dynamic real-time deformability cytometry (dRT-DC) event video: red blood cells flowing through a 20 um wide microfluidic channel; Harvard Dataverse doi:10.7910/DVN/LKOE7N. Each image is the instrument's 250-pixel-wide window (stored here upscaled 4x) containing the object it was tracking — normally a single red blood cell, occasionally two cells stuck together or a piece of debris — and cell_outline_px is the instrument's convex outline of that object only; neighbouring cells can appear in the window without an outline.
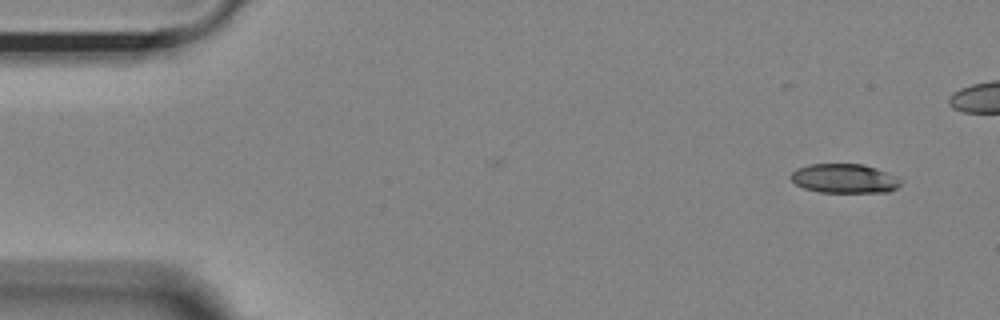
{"species": "Egyptian fruit bat (a non-hibernating species)", "species_latin": "Rousettus aegyptiacus", "temperature_condition": "room temperature", "stored_images_in_passage": 45, "camera_frame_rate_fps": 3000, "um_per_image_px": 0.085, "animal": {"sex": "female"}, "frame": {"image": 1, "passage_image": 1, "time_ms": 0.0, "image_size_px": [1000, 320], "cell_outline_px": [[900, 184], [896, 188], [888, 192], [820, 192], [804, 188], [796, 184], [788, 176], [796, 168], [808, 164], [864, 164], [888, 172], [896, 176], [900, 180]], "centroid_in_image_um": [71.75, 15.16], "position_along_channel_um": 13.3, "area_um2": 18.79}}
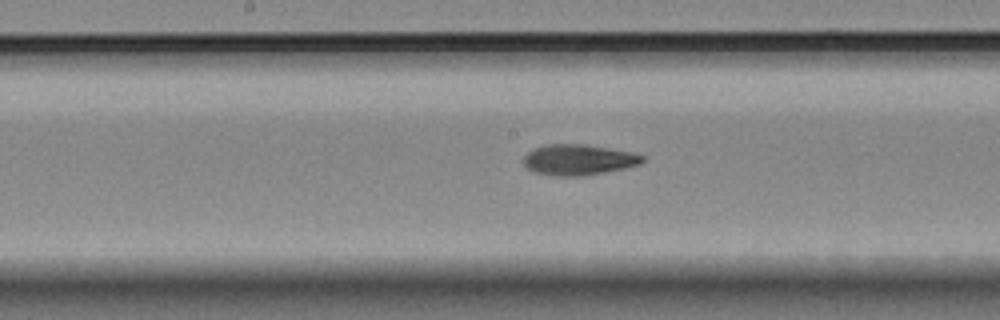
{"frame": {"image": 2, "passage_image": 25, "time_ms": 8.0, "image_size_px": [1000, 320], "cell_outline_px": [[644, 160], [640, 164], [624, 168], [604, 172], [580, 176], [560, 176], [532, 172], [524, 164], [524, 156], [532, 148], [544, 144], [588, 144], [632, 152], [644, 156]], "centroid_in_image_um": [49.15, 13.56], "position_along_channel_um": 199.0, "area_um2": 21.33}}
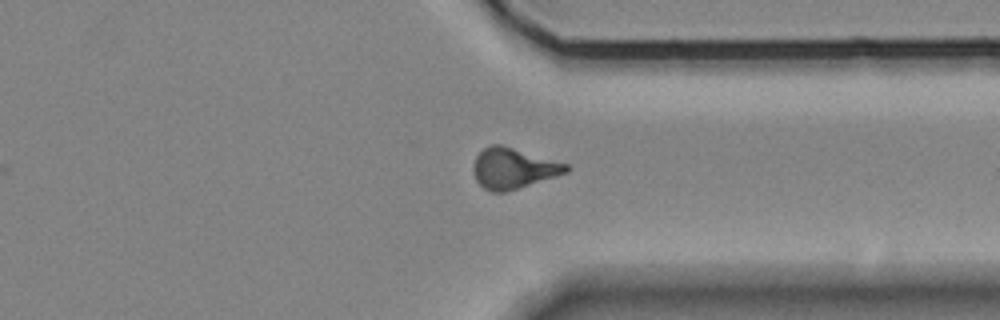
{"frame": {"image": 3, "passage_image": 39, "time_ms": 12.667, "image_size_px": [1000, 320], "cell_outline_px": [[572, 168], [568, 172], [556, 176], [504, 192], [492, 192], [484, 188], [476, 180], [472, 168], [476, 156], [484, 148], [492, 144], [500, 144], [568, 164]], "centroid_in_image_um": [43.62, 14.3], "position_along_channel_um": 367.8, "area_um2": 21.73}}